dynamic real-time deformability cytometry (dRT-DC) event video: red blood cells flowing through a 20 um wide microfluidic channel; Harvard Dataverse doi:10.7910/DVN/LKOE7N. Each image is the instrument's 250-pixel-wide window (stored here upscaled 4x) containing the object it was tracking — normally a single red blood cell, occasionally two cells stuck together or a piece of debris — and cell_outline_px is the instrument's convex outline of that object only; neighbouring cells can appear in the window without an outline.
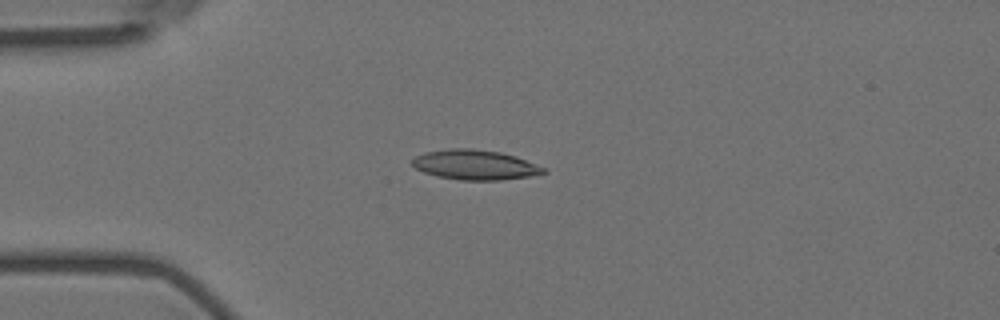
{"species": "Egyptian fruit bat (a non-hibernating species)", "species_latin": "Rousettus aegyptiacus", "temperature_condition": "room temperature", "stored_images_in_passage": 43, "camera_frame_rate_fps": 3000, "um_per_image_px": 0.085, "animal": {"sex": "female"}, "frame": {"image": 1, "passage_image": 1, "time_ms": 0.0, "image_size_px": [1000, 320], "cell_outline_px": [[548, 172], [532, 176], [500, 180], [460, 180], [436, 176], [424, 172], [416, 168], [412, 164], [412, 160], [416, 156], [424, 152], [452, 148], [472, 148], [500, 152], [516, 156], [548, 168]], "centroid_in_image_um": [40.42, 14.01], "position_along_channel_um": 44.6, "area_um2": 23.06}}
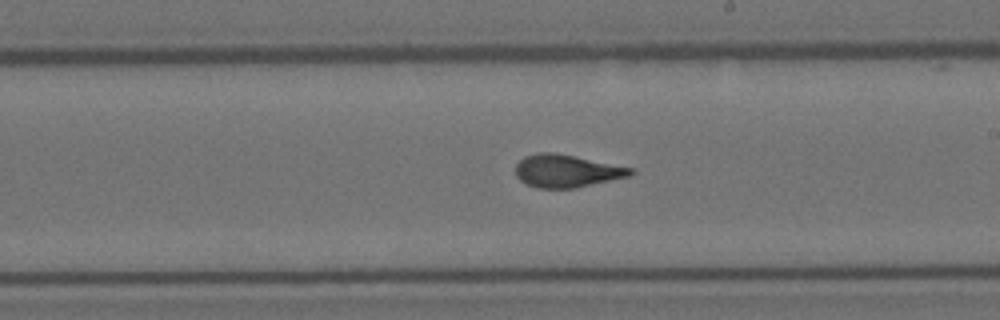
{"frame": {"image": 2, "passage_image": 19, "time_ms": 6.0, "image_size_px": [1000, 320], "cell_outline_px": [[636, 172], [628, 176], [576, 188], [536, 188], [520, 180], [516, 176], [516, 164], [524, 156], [540, 152], [552, 152], [632, 168]], "centroid_in_image_um": [48.12, 14.54], "position_along_channel_um": 240.9, "area_um2": 21.56}}
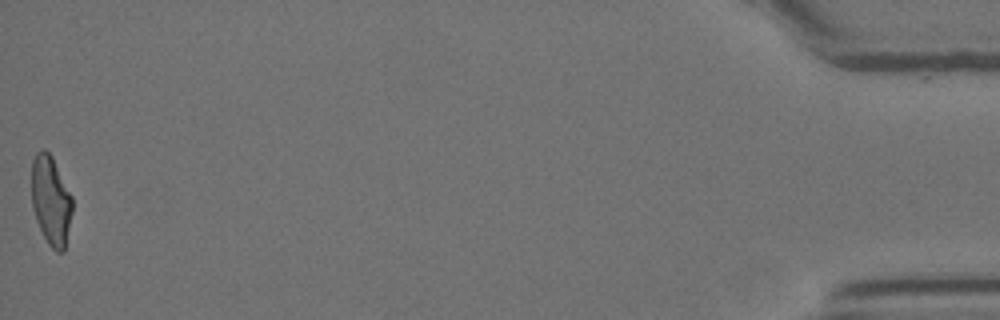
{"frame": {"image": 3, "passage_image": 43, "time_ms": 14.0, "image_size_px": [1000, 320], "cell_outline_px": [[72, 212], [64, 252], [56, 252], [48, 244], [36, 220], [32, 208], [32, 160], [36, 152], [40, 148], [44, 148], [52, 156], [72, 196]], "centroid_in_image_um": [4.32, 17.03], "position_along_channel_um": 430.9, "area_um2": 21.27}, "authors_computed_cell_mechanics": {"area_um2": 21.9062, "velocity_mm_per_s": 3.5889, "shape_relaxation_time_tau1_ms": 7.0852, "shape_relaxation_time_tau2_ms": 1.182, "deformation_change_tau1": 0.2143, "deformation_change_tau2": 0.0728}}